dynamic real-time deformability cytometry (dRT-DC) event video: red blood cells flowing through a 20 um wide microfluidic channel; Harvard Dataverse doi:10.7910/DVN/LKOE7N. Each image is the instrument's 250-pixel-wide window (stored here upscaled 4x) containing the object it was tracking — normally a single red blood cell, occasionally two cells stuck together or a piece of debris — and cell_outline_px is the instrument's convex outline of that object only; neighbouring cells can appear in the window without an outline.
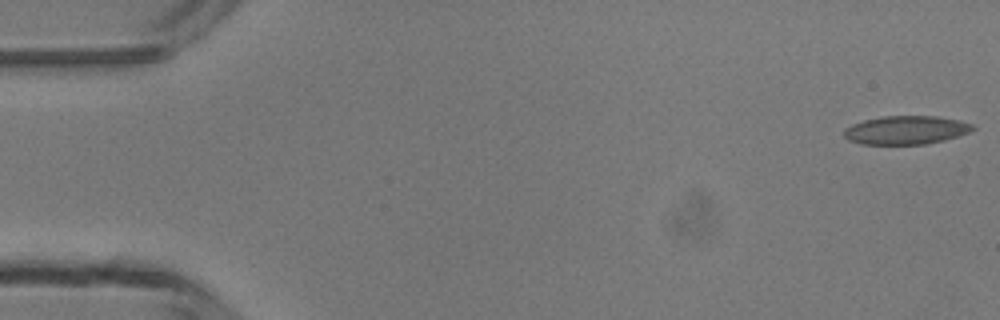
{"species": "common noctule bat (a hibernating species)", "species_latin": "Nyctalus noctula", "temperature_condition": "room temperature", "stored_images_in_passage": 6, "camera_frame_rate_fps": 3000, "um_per_image_px": 0.085, "animal": {"sex": "male", "body_mass_g": 13.3}, "frame": {"image": 1, "passage_image": 1, "time_ms": 0.0, "image_size_px": [1000, 320], "cell_outline_px": [[976, 128], [968, 132], [944, 140], [924, 144], [860, 144], [848, 140], [844, 136], [844, 132], [852, 124], [864, 120], [884, 116], [936, 116], [956, 120], [972, 124]], "centroid_in_image_um": [76.99, 11.06], "position_along_channel_um": 8.0, "area_um2": 21.1}}
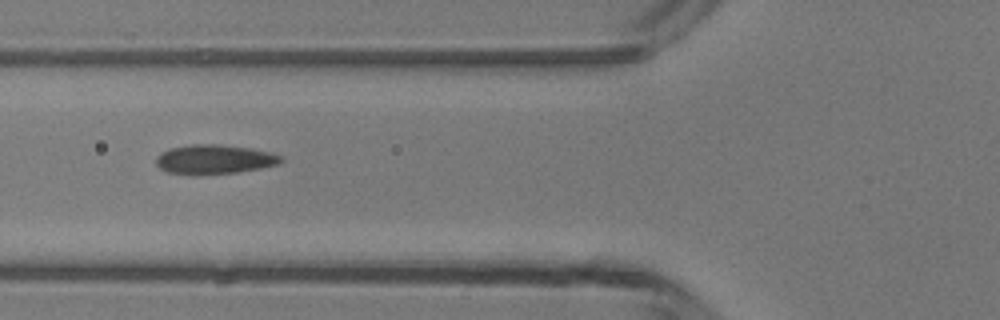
{"frame": {"image": 2, "passage_image": 6, "time_ms": 5.667, "image_size_px": [1000, 320], "cell_outline_px": [[284, 160], [276, 164], [260, 168], [236, 172], [196, 176], [192, 176], [168, 172], [160, 168], [156, 164], [156, 156], [172, 148], [192, 144], [216, 144], [248, 148], [268, 152], [280, 156]], "centroid_in_image_um": [18.17, 13.57], "position_along_channel_um": 107.6, "area_um2": 21.21}}